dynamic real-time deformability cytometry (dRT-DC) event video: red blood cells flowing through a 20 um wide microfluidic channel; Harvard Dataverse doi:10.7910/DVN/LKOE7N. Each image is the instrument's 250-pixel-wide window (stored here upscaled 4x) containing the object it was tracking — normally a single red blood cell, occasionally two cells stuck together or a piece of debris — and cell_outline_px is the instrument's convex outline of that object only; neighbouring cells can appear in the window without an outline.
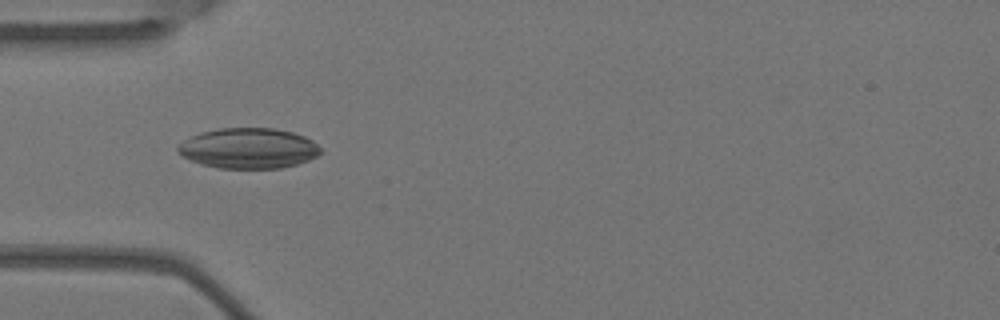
{"species": "Egyptian fruit bat (a non-hibernating species)", "species_latin": "Rousettus aegyptiacus", "temperature_condition": "warm", "stored_images_in_passage": 8, "camera_frame_rate_fps": 3000, "um_per_image_px": 0.085, "animal": {"sex": "female"}, "frame": {"image": 1, "passage_image": 4, "time_ms": 1.0, "image_size_px": [1000, 320], "cell_outline_px": [[324, 152], [308, 160], [296, 164], [280, 168], [220, 168], [200, 164], [184, 156], [176, 148], [176, 144], [200, 132], [220, 128], [272, 128], [292, 132], [304, 136], [312, 140]], "centroid_in_image_um": [21.12, 12.6], "position_along_channel_um": 63.9, "area_um2": 33.52}}
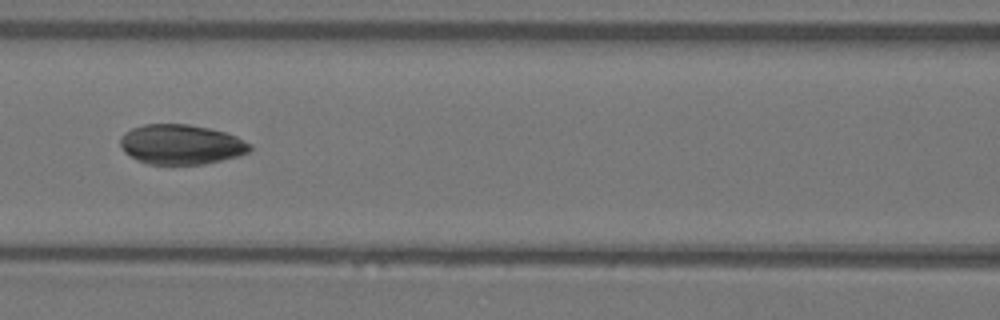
{"frame": {"image": 2, "passage_image": 6, "time_ms": 1.667, "image_size_px": [1000, 320], "cell_outline_px": [[252, 148], [248, 152], [240, 156], [204, 164], [148, 164], [136, 160], [124, 152], [120, 144], [120, 136], [124, 132], [132, 128], [144, 124], [188, 124], [208, 128], [224, 132], [236, 136], [252, 144]], "centroid_in_image_um": [15.38, 12.28], "position_along_channel_um": 151.2, "area_um2": 30.29}}
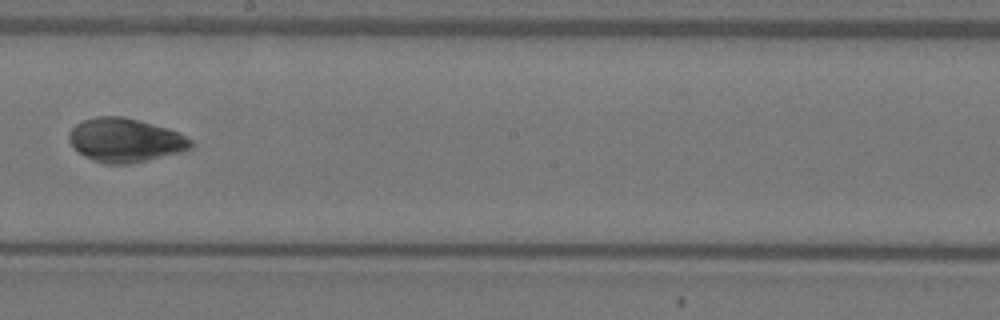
{"frame": {"image": 3, "passage_image": 8, "time_ms": 2.333, "image_size_px": [1000, 320], "cell_outline_px": [[196, 144], [192, 148], [180, 152], [128, 164], [104, 164], [92, 160], [84, 156], [68, 140], [68, 132], [76, 124], [84, 120], [96, 116], [120, 116], [168, 128], [180, 132], [192, 140]], "centroid_in_image_um": [10.66, 11.91], "position_along_channel_um": 237.5, "area_um2": 31.04}}